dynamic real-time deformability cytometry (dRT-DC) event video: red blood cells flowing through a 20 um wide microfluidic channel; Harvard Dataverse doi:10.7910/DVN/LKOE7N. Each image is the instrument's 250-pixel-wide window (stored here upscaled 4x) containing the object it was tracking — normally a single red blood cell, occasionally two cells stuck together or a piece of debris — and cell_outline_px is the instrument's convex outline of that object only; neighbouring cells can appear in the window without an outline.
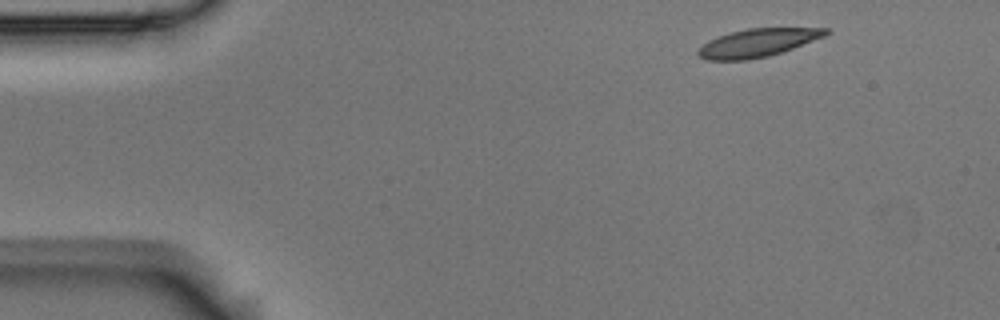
{"species": "Egyptian fruit bat (a non-hibernating species)", "species_latin": "Rousettus aegyptiacus", "temperature_condition": "room temperature", "stored_images_in_passage": 4, "camera_frame_rate_fps": 3000, "um_per_image_px": 0.085, "animal": {"sex": "male"}, "frame": {"image": 1, "passage_image": 1, "time_ms": 0.0, "image_size_px": [1000, 320], "cell_outline_px": [[832, 32], [824, 36], [792, 48], [768, 56], [748, 60], [708, 60], [700, 56], [696, 52], [708, 40], [732, 32], [748, 28], [828, 28]], "centroid_in_image_um": [64.41, 3.63], "position_along_channel_um": 20.6, "area_um2": 20.58}}
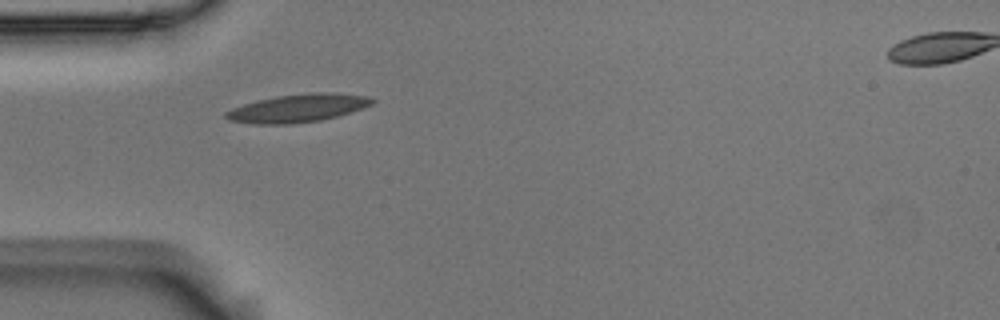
{"frame": {"image": 2, "passage_image": 4, "time_ms": 1.0, "image_size_px": [1000, 320], "cell_outline_px": [[376, 100], [372, 104], [336, 116], [320, 120], [292, 124], [252, 124], [228, 120], [224, 116], [224, 112], [232, 108], [256, 100], [276, 96], [316, 92], [332, 92], [368, 96]], "centroid_in_image_um": [25.27, 9.19], "position_along_channel_um": 59.7, "area_um2": 23.81}}